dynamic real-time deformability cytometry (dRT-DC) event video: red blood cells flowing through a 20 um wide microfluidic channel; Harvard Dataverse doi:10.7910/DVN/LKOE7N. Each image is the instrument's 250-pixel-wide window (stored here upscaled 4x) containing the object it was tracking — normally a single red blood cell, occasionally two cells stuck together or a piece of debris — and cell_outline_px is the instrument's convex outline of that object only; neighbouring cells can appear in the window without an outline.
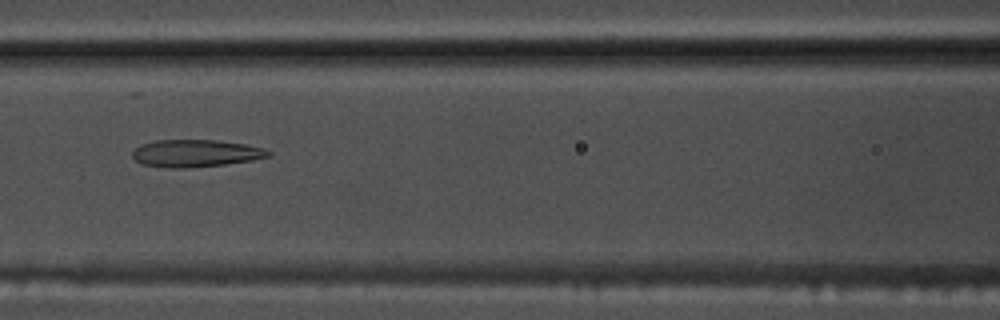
{"species": "common noctule bat (a hibernating species)", "species_latin": "Nyctalus noctula", "temperature_condition": "warm", "stored_images_in_passage": 54, "camera_frame_rate_fps": 3000, "um_per_image_px": 0.085, "animal": {"sex": "male", "body_mass_g": 17.5, "forearm_length_mm": 52.3}, "frame": {"image": 1, "passage_image": 24, "time_ms": 7.667, "image_size_px": [1000, 320], "cell_outline_px": [[272, 156], [252, 160], [224, 164], [184, 168], [168, 168], [144, 164], [136, 160], [132, 156], [132, 152], [140, 144], [156, 140], [216, 140], [244, 144], [264, 148], [272, 152]], "centroid_in_image_um": [16.64, 13.02], "position_along_channel_um": 150.0, "area_um2": 21.56}}
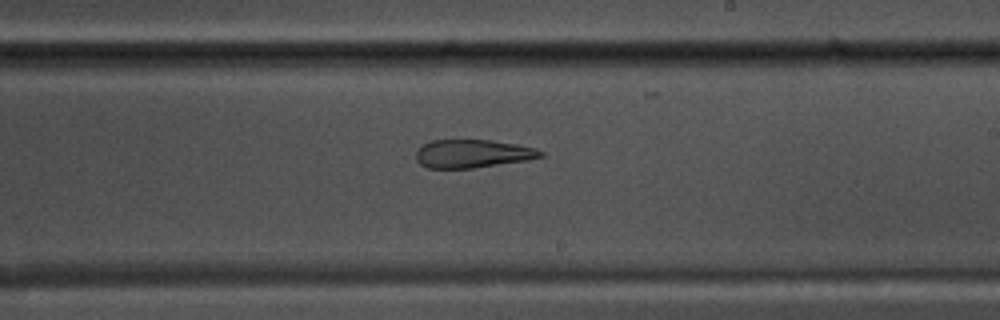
{"frame": {"image": 2, "passage_image": 32, "time_ms": 10.333, "image_size_px": [1000, 320], "cell_outline_px": [[544, 156], [528, 160], [472, 168], [428, 168], [420, 164], [416, 160], [416, 152], [424, 144], [432, 140], [492, 140], [516, 144], [536, 148], [544, 152]], "centroid_in_image_um": [40.19, 13.06], "position_along_channel_um": 248.8, "area_um2": 20.46}}
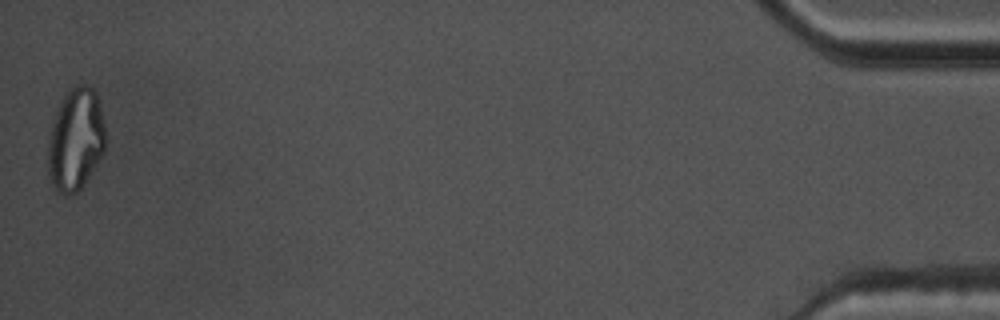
{"frame": {"image": 3, "passage_image": 54, "time_ms": 17.667, "image_size_px": [1000, 320], "cell_outline_px": [[104, 152], [80, 188], [76, 192], [68, 196], [64, 196], [56, 188], [48, 172], [48, 140], [52, 124], [56, 112], [64, 96], [76, 84], [88, 84], [96, 92], [104, 124]], "centroid_in_image_um": [6.42, 11.84], "position_along_channel_um": 428.8, "area_um2": 33.7}, "authors_computed_cell_mechanics": {"area_um2": 25.3164, "velocity_mm_per_s": 3.7326, "shape_relaxation_time_tau1_ms": null, "shape_relaxation_time_tau2_ms": 3.3087, "deformation_change_tau1": null, "deformation_change_tau2": 0.135}}